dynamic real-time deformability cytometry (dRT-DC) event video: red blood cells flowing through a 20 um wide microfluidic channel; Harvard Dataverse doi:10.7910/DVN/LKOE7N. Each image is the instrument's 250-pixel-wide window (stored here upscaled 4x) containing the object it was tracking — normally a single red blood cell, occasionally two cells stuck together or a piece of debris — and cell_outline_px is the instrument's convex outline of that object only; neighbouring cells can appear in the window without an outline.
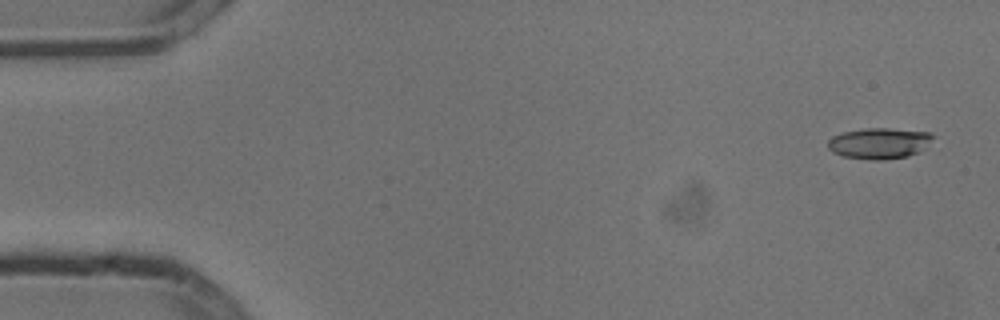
{"species": "common noctule bat (a hibernating species)", "species_latin": "Nyctalus noctula", "temperature_condition": "cold", "stored_images_in_passage": 8, "camera_frame_rate_fps": 3000, "um_per_image_px": 0.085, "animal": {"sex": "male", "body_mass_g": 13.3}, "frame": {"image": 1, "passage_image": 1, "time_ms": 0.0, "image_size_px": [1000, 320], "cell_outline_px": [[936, 136], [916, 152], [908, 156], [884, 160], [872, 160], [844, 156], [832, 152], [828, 148], [828, 140], [832, 136], [844, 132], [868, 128], [888, 128], [932, 132]], "centroid_in_image_um": [74.72, 12.17], "position_along_channel_um": 10.3, "area_um2": 18.79}}
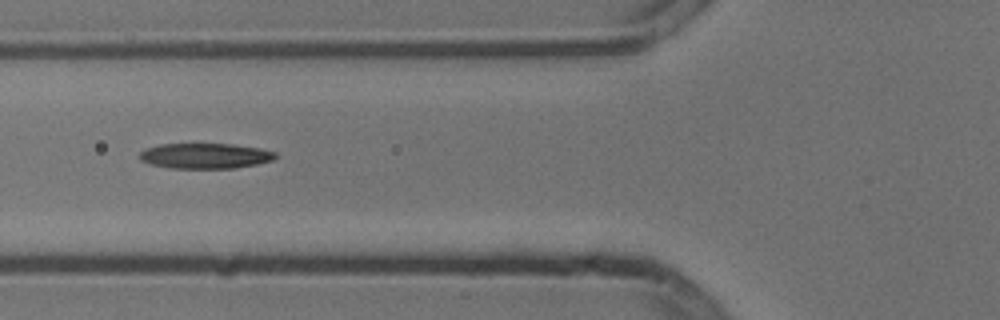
{"frame": {"image": 2, "passage_image": 6, "time_ms": 1.667, "image_size_px": [1000, 320], "cell_outline_px": [[276, 156], [272, 160], [256, 164], [232, 168], [168, 168], [152, 164], [140, 160], [140, 152], [144, 148], [160, 144], [232, 144], [260, 148], [276, 152]], "centroid_in_image_um": [17.41, 13.24], "position_along_channel_um": 108.4, "area_um2": 20.0}}
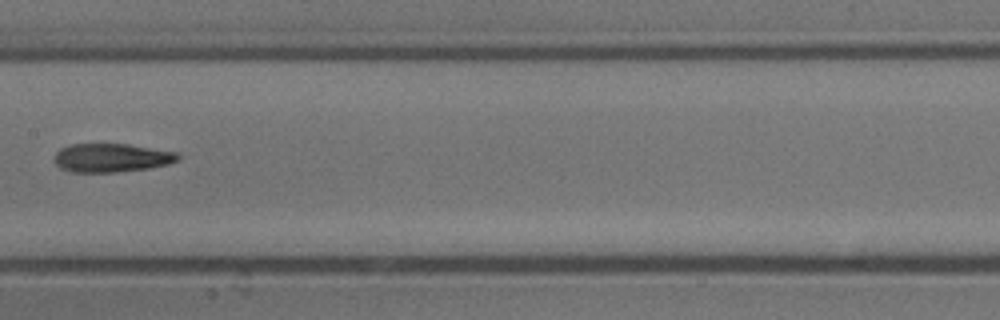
{"frame": {"image": 3, "passage_image": 8, "time_ms": 2.333, "image_size_px": [1000, 320], "cell_outline_px": [[180, 156], [176, 160], [168, 164], [148, 168], [116, 172], [72, 172], [60, 168], [52, 160], [56, 152], [60, 148], [68, 144], [128, 144], [176, 152]], "centroid_in_image_um": [9.41, 13.41], "position_along_channel_um": 198.0, "area_um2": 20.63}}